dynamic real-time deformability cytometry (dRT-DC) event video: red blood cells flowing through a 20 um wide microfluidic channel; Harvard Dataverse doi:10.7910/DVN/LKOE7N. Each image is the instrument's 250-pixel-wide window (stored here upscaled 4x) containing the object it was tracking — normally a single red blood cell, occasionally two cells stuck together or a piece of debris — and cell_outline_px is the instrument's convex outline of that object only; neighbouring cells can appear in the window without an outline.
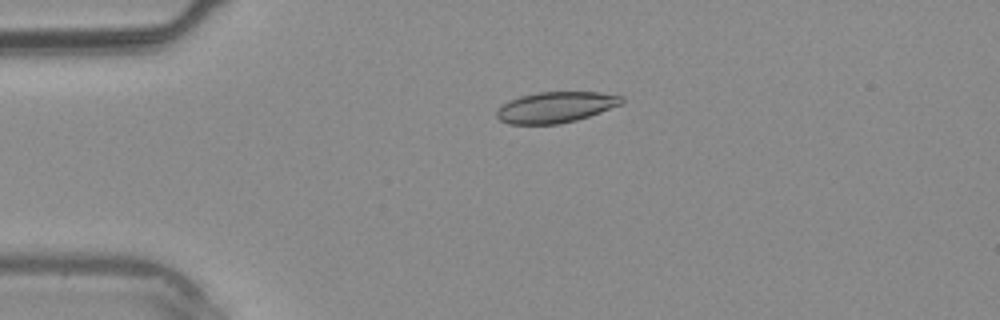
{"species": "common noctule bat (a hibernating species)", "species_latin": "Nyctalus noctula", "temperature_condition": "warm", "stored_images_in_passage": 4, "camera_frame_rate_fps": 3000, "um_per_image_px": 0.085, "animal": {"sex": "male", "body_mass_g": 20.4}, "frame": {"image": 1, "passage_image": 4, "time_ms": 3.667, "image_size_px": [1000, 320], "cell_outline_px": [[624, 104], [576, 120], [560, 124], [508, 124], [500, 120], [496, 116], [496, 112], [504, 104], [520, 96], [540, 92], [600, 92], [624, 96]], "centroid_in_image_um": [47.29, 9.11], "position_along_channel_um": 37.7, "area_um2": 22.43}}